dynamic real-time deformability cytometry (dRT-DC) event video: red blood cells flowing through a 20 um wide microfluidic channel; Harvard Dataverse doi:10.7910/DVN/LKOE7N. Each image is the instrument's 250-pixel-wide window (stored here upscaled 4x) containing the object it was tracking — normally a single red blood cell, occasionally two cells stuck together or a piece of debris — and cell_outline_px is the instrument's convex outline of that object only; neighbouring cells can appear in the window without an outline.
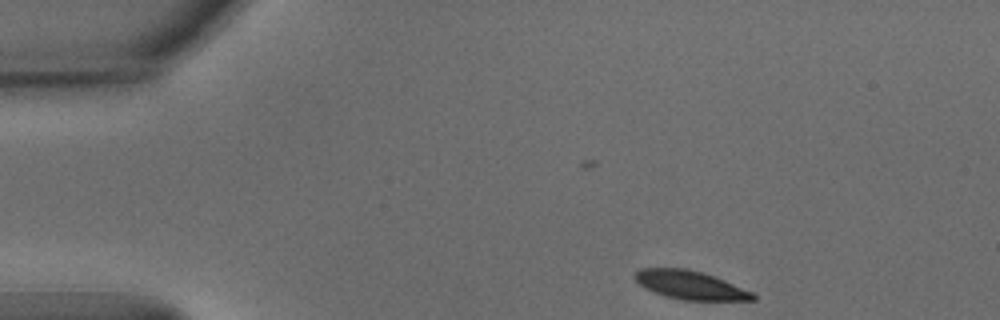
{"species": "common noctule bat (a hibernating species)", "species_latin": "Nyctalus noctula", "temperature_condition": "warm", "stored_images_in_passage": 43, "camera_frame_rate_fps": 3000, "um_per_image_px": 0.085, "animal": {"sex": "male", "body_mass_g": 15.6}, "frame": {"image": 1, "passage_image": 1, "time_ms": 0.0, "image_size_px": [1000, 320], "cell_outline_px": [[756, 300], [680, 300], [644, 288], [632, 276], [640, 268], [684, 268], [700, 272], [724, 280], [752, 292], [756, 296]], "centroid_in_image_um": [58.65, 24.23], "position_along_channel_um": 26.4, "area_um2": 19.31}}
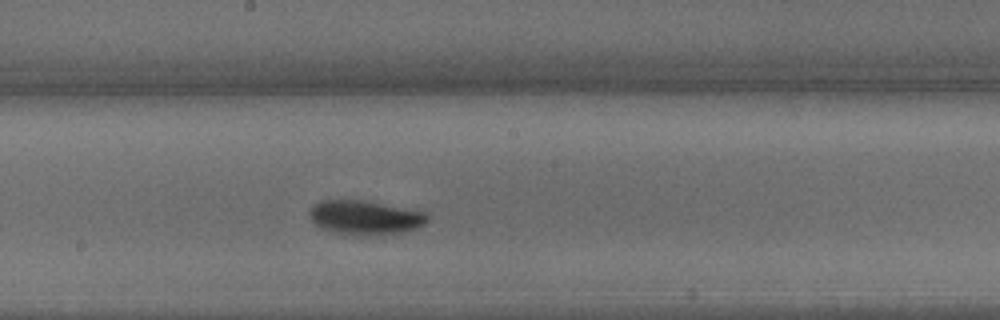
{"frame": {"image": 2, "passage_image": 22, "time_ms": 7.0, "image_size_px": [1000, 320], "cell_outline_px": [[428, 220], [424, 224], [416, 228], [404, 232], [380, 236], [360, 236], [332, 232], [320, 228], [308, 216], [308, 208], [312, 204], [320, 200], [364, 200], [428, 212]], "centroid_in_image_um": [31.01, 18.5], "position_along_channel_um": 217.2, "area_um2": 24.16}}
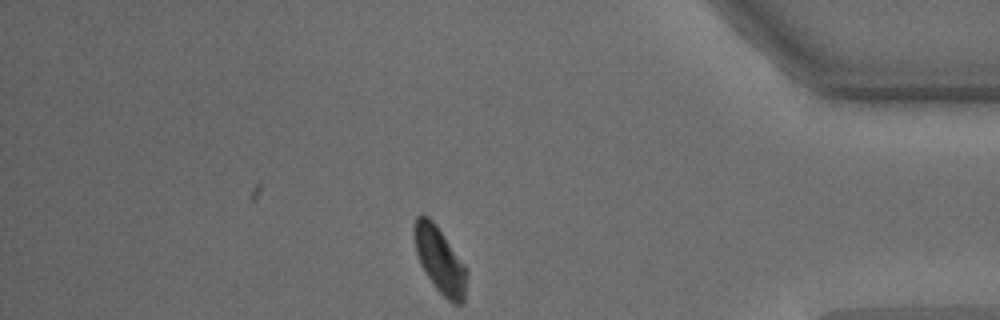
{"frame": {"image": 3, "passage_image": 39, "time_ms": 12.667, "image_size_px": [1000, 320], "cell_outline_px": [[468, 272], [464, 300], [460, 304], [452, 304], [436, 288], [420, 264], [416, 252], [412, 228], [416, 216], [428, 216], [436, 224], [468, 268]], "centroid_in_image_um": [37.4, 22.1], "position_along_channel_um": 397.8, "area_um2": 20.35}, "authors_computed_cell_mechanics": {"area_um2": 20.9814, "velocity_mm_per_s": 3.7394, "shape_relaxation_time_tau1_ms": 4.1581, "shape_relaxation_time_tau2_ms": null, "deformation_change_tau1": 0.1889, "deformation_change_tau2": null}}